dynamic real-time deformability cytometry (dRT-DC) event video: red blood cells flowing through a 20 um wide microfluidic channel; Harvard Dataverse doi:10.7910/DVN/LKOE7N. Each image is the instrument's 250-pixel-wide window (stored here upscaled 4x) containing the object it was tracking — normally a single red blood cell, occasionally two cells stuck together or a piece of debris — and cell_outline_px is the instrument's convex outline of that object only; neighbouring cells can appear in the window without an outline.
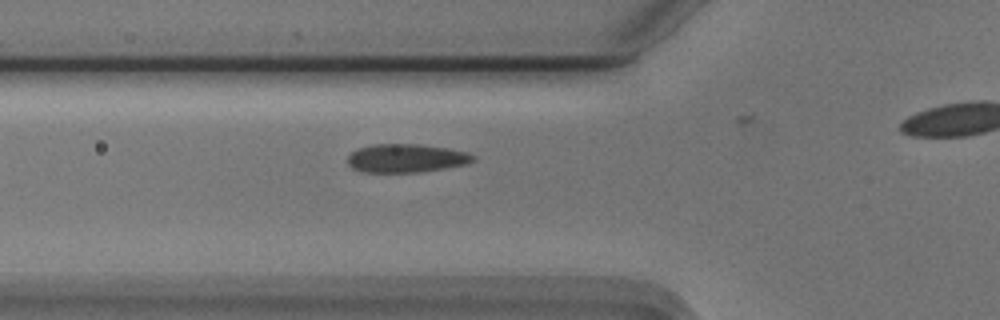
{"species": "Egyptian fruit bat (a non-hibernating species)", "species_latin": "Rousettus aegyptiacus", "temperature_condition": "cold", "stored_images_in_passage": 28, "camera_frame_rate_fps": 3000, "um_per_image_px": 0.085, "animal": {"sex": "male"}, "frame": {"image": 1, "passage_image": 5, "time_ms": 1.333, "image_size_px": [1000, 320], "cell_outline_px": [[476, 160], [468, 164], [420, 172], [364, 172], [352, 168], [348, 164], [348, 156], [356, 148], [372, 144], [420, 144], [448, 148], [468, 152], [476, 156]], "centroid_in_image_um": [34.55, 13.44], "position_along_channel_um": 91.3, "area_um2": 21.04}}
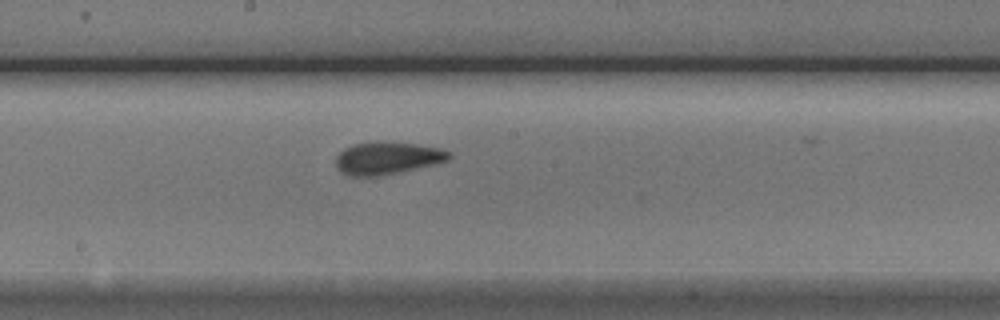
{"frame": {"image": 2, "passage_image": 15, "time_ms": 4.667, "image_size_px": [1000, 320], "cell_outline_px": [[452, 156], [448, 160], [400, 172], [376, 176], [352, 176], [340, 172], [336, 164], [336, 156], [344, 148], [352, 144], [376, 140], [416, 144], [440, 148], [452, 152]], "centroid_in_image_um": [32.9, 13.41], "position_along_channel_um": 215.3, "area_um2": 21.56}}
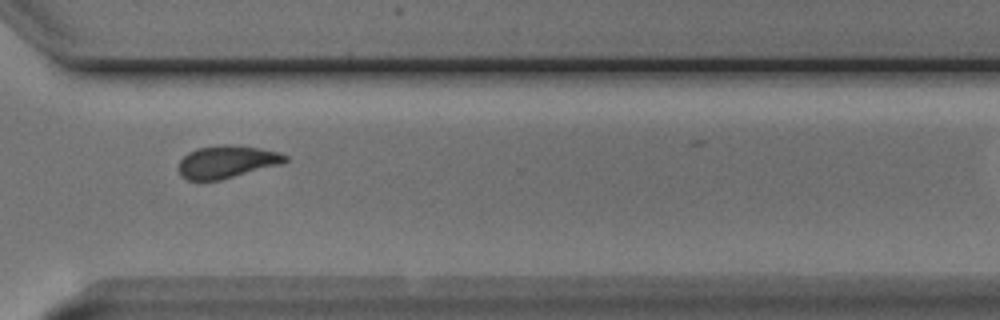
{"frame": {"image": 3, "passage_image": 26, "time_ms": 8.333, "image_size_px": [1000, 320], "cell_outline_px": [[288, 160], [280, 164], [220, 180], [188, 180], [180, 176], [180, 160], [188, 152], [196, 148], [220, 144], [232, 144], [260, 148], [276, 152], [288, 156]], "centroid_in_image_um": [19.26, 13.74], "position_along_channel_um": 351.3, "area_um2": 20.11}}